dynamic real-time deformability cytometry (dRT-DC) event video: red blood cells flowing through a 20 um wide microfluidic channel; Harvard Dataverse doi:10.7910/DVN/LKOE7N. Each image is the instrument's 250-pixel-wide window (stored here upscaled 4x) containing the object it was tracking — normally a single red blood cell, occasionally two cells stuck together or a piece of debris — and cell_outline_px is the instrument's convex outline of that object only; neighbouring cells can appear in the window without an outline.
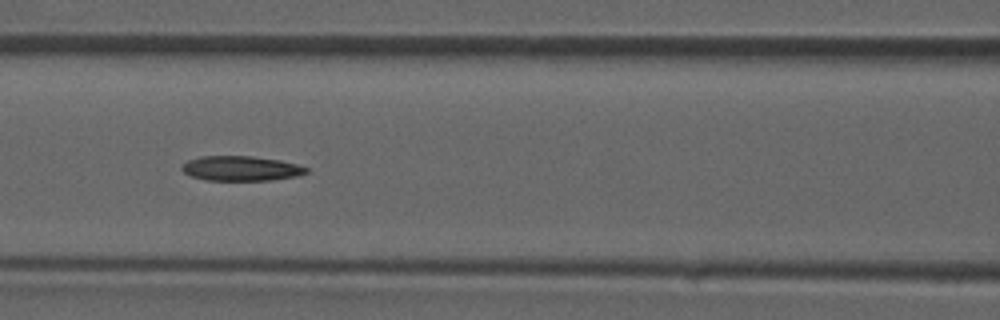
{"species": "common noctule bat (a hibernating species)", "species_latin": "Nyctalus noctula", "temperature_condition": "room temperature", "stored_images_in_passage": 35, "camera_frame_rate_fps": 3000, "um_per_image_px": 0.085, "animal": {"sex": "male", "forearm_length_mm": 52.5}, "frame": {"image": 1, "passage_image": 15, "time_ms": 4.667, "image_size_px": [1000, 320], "cell_outline_px": [[308, 172], [296, 176], [272, 180], [208, 180], [192, 176], [184, 172], [180, 168], [188, 160], [200, 156], [252, 156], [280, 160], [296, 164], [308, 168]], "centroid_in_image_um": [20.49, 14.31], "position_along_channel_um": 146.1, "area_um2": 17.86}}